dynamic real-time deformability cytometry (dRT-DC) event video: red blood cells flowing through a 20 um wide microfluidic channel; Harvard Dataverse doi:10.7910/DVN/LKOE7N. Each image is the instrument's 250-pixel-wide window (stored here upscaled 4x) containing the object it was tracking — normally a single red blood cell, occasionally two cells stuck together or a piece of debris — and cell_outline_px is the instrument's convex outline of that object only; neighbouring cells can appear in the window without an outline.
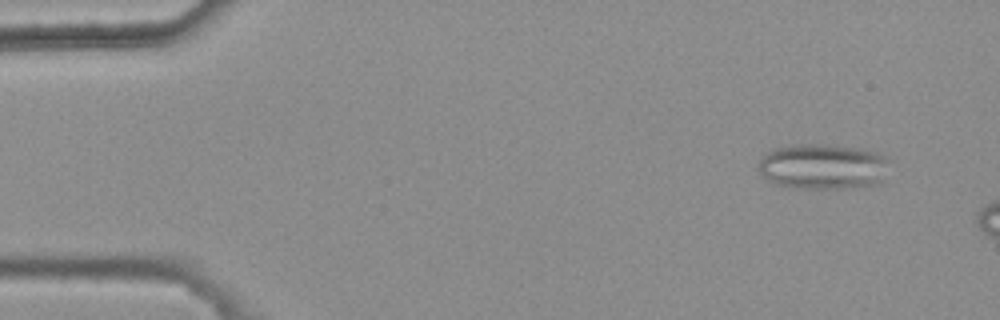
{"species": "common noctule bat (a hibernating species)", "species_latin": "Nyctalus noctula", "temperature_condition": "warm", "stored_images_in_passage": 5, "camera_frame_rate_fps": 3000, "um_per_image_px": 0.085, "animal": {"sex": "female", "body_mass_g": 25.1}, "frame": {"image": 1, "passage_image": 5, "time_ms": 1.333, "image_size_px": [1000, 320], "cell_outline_px": [[888, 160], [880, 184], [844, 188], [796, 188], [776, 184], [768, 180], [760, 172], [760, 160], [764, 152], [772, 148], [796, 144], [828, 144], [860, 148], [876, 152], [888, 156]], "centroid_in_image_um": [69.93, 14.14], "position_along_channel_um": 15.1, "area_um2": 34.85}}